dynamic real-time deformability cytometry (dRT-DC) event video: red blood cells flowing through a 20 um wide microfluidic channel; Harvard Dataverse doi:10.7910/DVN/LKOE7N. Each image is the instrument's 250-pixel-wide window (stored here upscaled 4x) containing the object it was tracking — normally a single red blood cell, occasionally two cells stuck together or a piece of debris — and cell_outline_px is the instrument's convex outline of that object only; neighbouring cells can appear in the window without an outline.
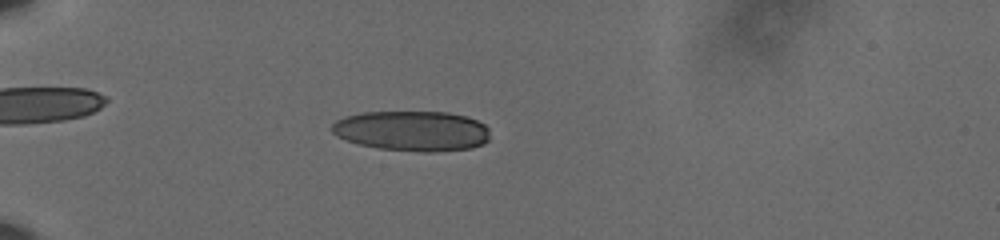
{"species": "human", "species_latin": "Homo sapiens", "temperature_condition": "cold", "stored_images_in_passage": 41, "camera_frame_rate_fps": 3000, "um_per_image_px": 0.085, "donor": {"sex": "male"}, "frame": {"image": 1, "passage_image": 1, "time_ms": 0.0, "image_size_px": [1000, 240], "cell_outline_px": [[488, 140], [484, 144], [472, 148], [436, 152], [424, 152], [380, 148], [360, 144], [336, 136], [332, 132], [332, 124], [336, 120], [344, 116], [360, 112], [448, 112], [468, 116], [484, 124], [488, 128]], "centroid_in_image_um": [35.05, 11.12], "position_along_channel_um": 50.0, "area_um2": 37.17}}
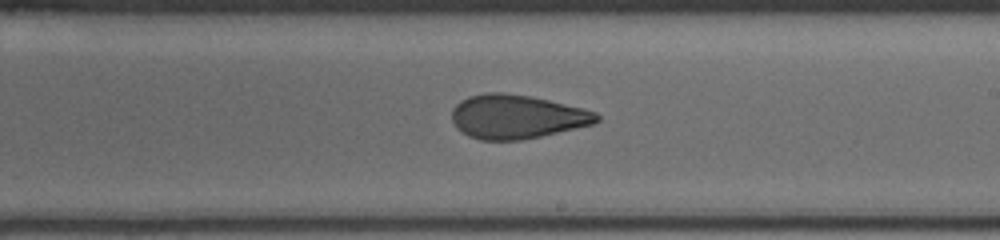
{"frame": {"image": 2, "passage_image": 20, "time_ms": 6.333, "image_size_px": [1000, 240], "cell_outline_px": [[600, 120], [592, 124], [540, 136], [520, 140], [480, 140], [468, 136], [456, 128], [452, 120], [452, 108], [460, 100], [468, 96], [484, 92], [504, 92], [532, 96], [584, 108], [596, 112], [600, 116]], "centroid_in_image_um": [43.89, 9.9], "position_along_channel_um": 245.1, "area_um2": 37.28}}
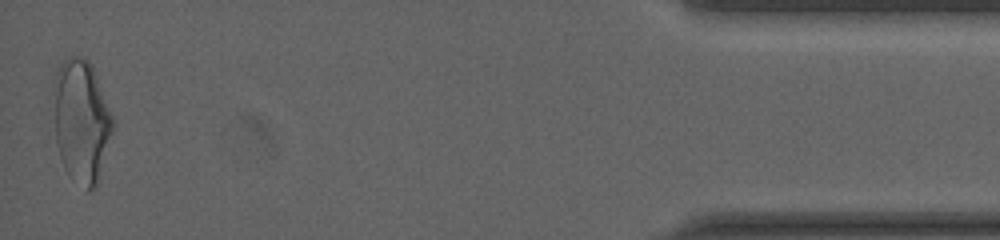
{"frame": {"image": 3, "passage_image": 41, "time_ms": 13.333, "image_size_px": [1000, 240], "cell_outline_px": [[116, 120], [100, 176], [96, 188], [88, 192], [64, 168], [56, 144], [56, 72], [60, 64], [64, 60], [72, 56], [84, 56], [92, 64]], "centroid_in_image_um": [6.99, 10.28], "position_along_channel_um": 428.2, "area_um2": 42.19}, "authors_computed_cell_mechanics": {"area_um2": 37.7434, "velocity_mm_per_s": 3.6316, "shape_relaxation_time_tau1_ms": 6.2656, "shape_relaxation_time_tau2_ms": 1.9023, "deformation_change_tau1": 0.1851, "deformation_change_tau2": 0.0884}}